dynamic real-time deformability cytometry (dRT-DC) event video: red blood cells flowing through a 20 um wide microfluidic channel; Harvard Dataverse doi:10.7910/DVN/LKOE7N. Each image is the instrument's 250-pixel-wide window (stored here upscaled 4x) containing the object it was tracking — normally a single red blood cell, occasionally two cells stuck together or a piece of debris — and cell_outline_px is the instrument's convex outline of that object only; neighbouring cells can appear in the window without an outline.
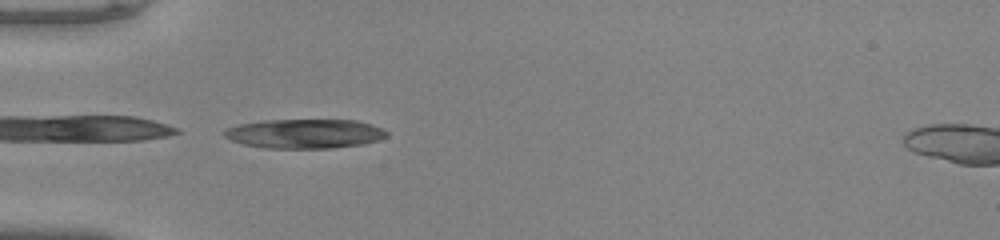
{"species": "common noctule bat (a hibernating species)", "species_latin": "Nyctalus noctula", "temperature_condition": "warm", "stored_images_in_passage": 35, "camera_frame_rate_fps": 3000, "um_per_image_px": 0.085, "animal": {"sex": "male", "body_mass_g": 20.0, "forearm_length_mm": 53.3}, "frame": {"image": 1, "passage_image": 1, "time_ms": 0.0, "image_size_px": [1000, 240], "cell_outline_px": [[388, 136], [380, 140], [364, 144], [332, 148], [264, 148], [244, 144], [232, 140], [224, 136], [224, 132], [228, 128], [240, 124], [264, 120], [356, 120], [372, 124], [384, 128], [388, 132]], "centroid_in_image_um": [25.98, 11.36], "position_along_channel_um": 59.0, "area_um2": 27.86}}
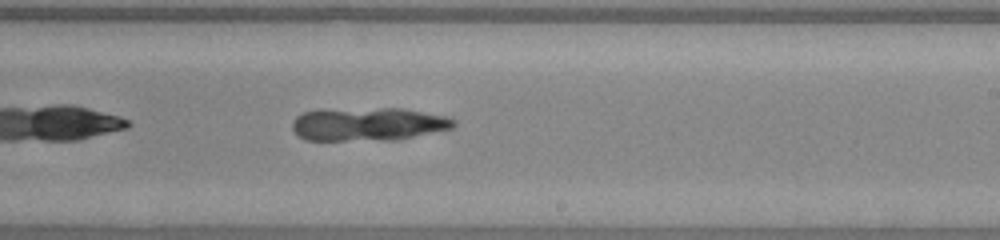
{"frame": {"image": 2, "passage_image": 16, "time_ms": 5.0, "image_size_px": [1000, 240], "cell_outline_px": [[456, 124], [452, 128], [400, 140], [304, 140], [292, 128], [292, 120], [296, 116], [304, 112], [320, 108], [404, 108], [448, 116], [456, 120]], "centroid_in_image_um": [31.3, 10.53], "position_along_channel_um": 257.7, "area_um2": 32.02}}
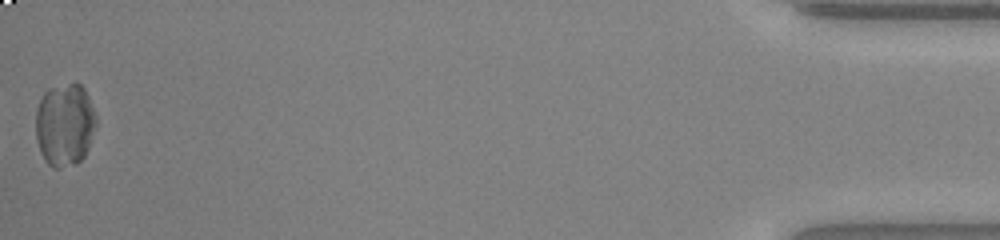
{"frame": {"image": 3, "passage_image": 35, "time_ms": 11.333, "image_size_px": [1000, 240], "cell_outline_px": [[96, 124], [88, 148], [84, 156], [76, 164], [60, 168], [52, 168], [48, 164], [40, 152], [36, 140], [36, 112], [40, 100], [44, 92], [48, 88], [76, 80], [84, 88], [88, 96], [96, 116]], "centroid_in_image_um": [5.5, 10.57], "position_along_channel_um": 429.7, "area_um2": 29.48}}